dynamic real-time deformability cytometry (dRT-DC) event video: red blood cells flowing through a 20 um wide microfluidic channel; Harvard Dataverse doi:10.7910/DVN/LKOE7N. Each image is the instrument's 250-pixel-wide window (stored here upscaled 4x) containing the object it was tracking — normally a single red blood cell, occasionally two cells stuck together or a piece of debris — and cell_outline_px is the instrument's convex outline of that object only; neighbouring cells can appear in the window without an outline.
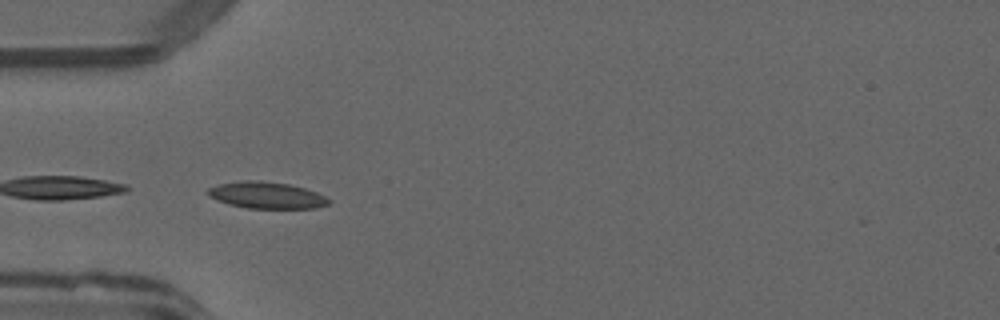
{"species": "common noctule bat (a hibernating species)", "species_latin": "Nyctalus noctula", "temperature_condition": "warm", "stored_images_in_passage": 5, "camera_frame_rate_fps": 3000, "um_per_image_px": 0.085, "animal": {"sex": "male", "forearm_length_mm": 52.5}, "frame": {"image": 1, "passage_image": 2, "time_ms": 0.333, "image_size_px": [1000, 320], "cell_outline_px": [[332, 200], [328, 204], [316, 208], [248, 208], [228, 204], [216, 200], [208, 196], [204, 192], [208, 188], [220, 184], [244, 180], [260, 180], [288, 184], [304, 188], [316, 192]], "centroid_in_image_um": [22.62, 16.59], "position_along_channel_um": 62.4, "area_um2": 18.79}}